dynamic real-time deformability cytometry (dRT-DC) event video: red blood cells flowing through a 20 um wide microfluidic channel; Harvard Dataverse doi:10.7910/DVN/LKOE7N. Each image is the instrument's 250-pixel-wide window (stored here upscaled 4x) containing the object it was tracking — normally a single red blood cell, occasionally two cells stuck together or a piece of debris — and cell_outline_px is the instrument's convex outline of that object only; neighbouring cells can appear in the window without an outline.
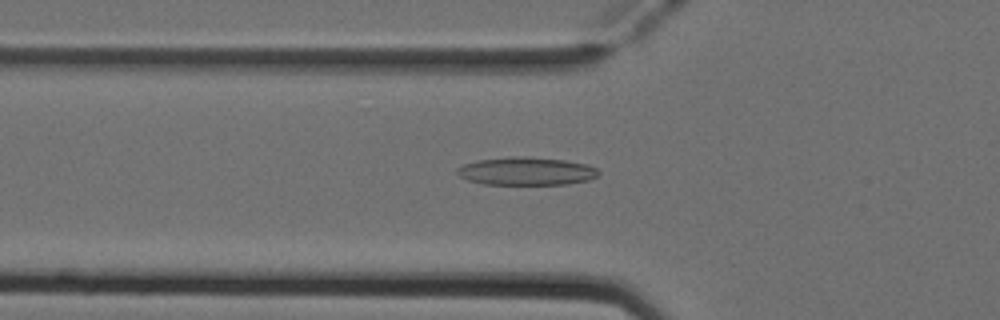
{"species": "Egyptian fruit bat (a non-hibernating species)", "species_latin": "Rousettus aegyptiacus", "temperature_condition": "cold", "stored_images_in_passage": 43, "camera_frame_rate_fps": 3000, "um_per_image_px": 0.085, "animal": {"sex": "female"}, "frame": {"image": 1, "passage_image": 10, "time_ms": 3.0, "image_size_px": [1000, 320], "cell_outline_px": [[600, 176], [588, 180], [568, 184], [484, 184], [468, 180], [460, 176], [456, 172], [456, 168], [464, 164], [476, 160], [508, 156], [524, 156], [564, 160], [584, 164], [596, 168], [600, 172]], "centroid_in_image_um": [44.73, 14.54], "position_along_channel_um": 81.1, "area_um2": 23.18}}
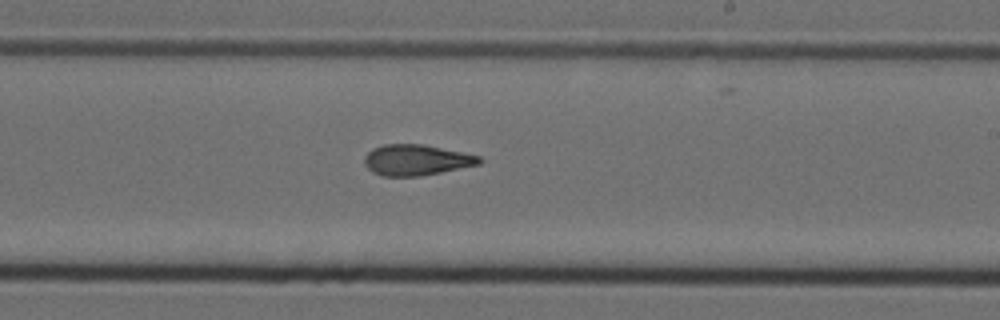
{"frame": {"image": 2, "passage_image": 23, "time_ms": 7.333, "image_size_px": [1000, 320], "cell_outline_px": [[484, 160], [480, 164], [420, 176], [380, 176], [372, 172], [364, 164], [364, 156], [372, 148], [384, 144], [424, 144], [480, 156]], "centroid_in_image_um": [35.36, 13.59], "position_along_channel_um": 253.6, "area_um2": 20.69}}
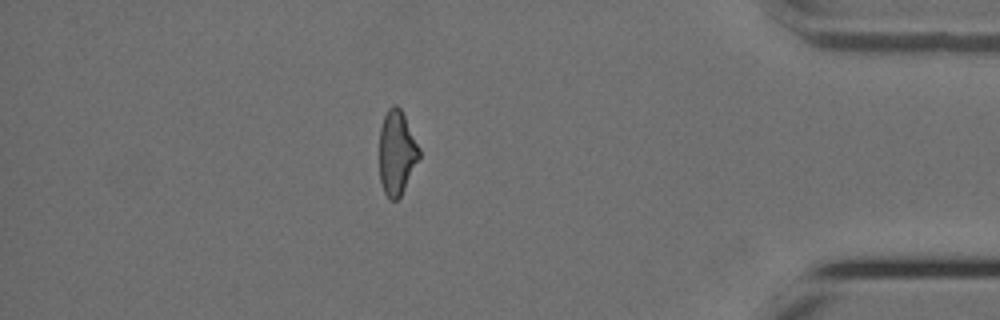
{"frame": {"image": 3, "passage_image": 37, "time_ms": 12.0, "image_size_px": [1000, 320], "cell_outline_px": [[420, 156], [400, 196], [396, 200], [388, 200], [384, 192], [380, 180], [380, 128], [384, 116], [388, 108], [392, 104], [396, 104], [400, 108], [420, 148]], "centroid_in_image_um": [33.71, 12.97], "position_along_channel_um": 401.5, "area_um2": 19.36}, "authors_computed_cell_mechanics": {"area_um2": 20.8658, "velocity_mm_per_s": 3.9449, "shape_relaxation_time_tau1_ms": null, "shape_relaxation_time_tau2_ms": 2.1901, "deformation_change_tau1": null, "deformation_change_tau2": 0.0968}}